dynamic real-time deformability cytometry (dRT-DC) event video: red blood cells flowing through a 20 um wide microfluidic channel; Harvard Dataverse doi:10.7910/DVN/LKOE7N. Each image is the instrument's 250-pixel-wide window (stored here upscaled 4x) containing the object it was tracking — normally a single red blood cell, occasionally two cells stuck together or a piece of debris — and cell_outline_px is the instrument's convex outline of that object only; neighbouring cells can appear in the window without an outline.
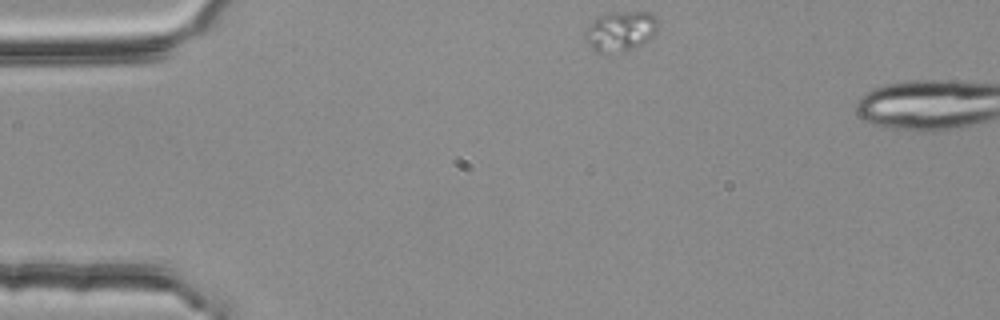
{"species": "common noctule bat (a hibernating species)", "species_latin": "Nyctalus noctula", "temperature_condition": "room temperature", "stored_images_in_passage": 4, "segment_of_instrument_passage": [1, 2], "camera_frame_rate_fps": 3000, "um_per_image_px": 0.085, "animal": {"sex": "female", "body_mass_g": 25.1}, "frame": {"image": 1, "passage_image": 1, "time_ms": 0.0, "image_size_px": [1000, 320], "cell_outline_px": [[660, 24], [656, 32], [652, 36], [640, 44], [632, 48], [608, 56], [596, 52], [588, 44], [584, 36], [584, 32], [588, 24], [600, 16], [612, 12], [652, 12], [660, 20]], "centroid_in_image_um": [52.74, 2.66], "position_along_channel_um": 32.3, "area_um2": 17.4}}